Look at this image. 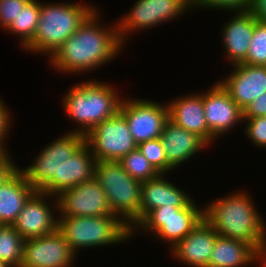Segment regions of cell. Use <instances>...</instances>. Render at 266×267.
<instances>
[{
  "mask_svg": "<svg viewBox=\"0 0 266 267\" xmlns=\"http://www.w3.org/2000/svg\"><path fill=\"white\" fill-rule=\"evenodd\" d=\"M245 122V135L257 147L266 148V116L257 118H243Z\"/></svg>",
  "mask_w": 266,
  "mask_h": 267,
  "instance_id": "cell-31",
  "label": "cell"
},
{
  "mask_svg": "<svg viewBox=\"0 0 266 267\" xmlns=\"http://www.w3.org/2000/svg\"><path fill=\"white\" fill-rule=\"evenodd\" d=\"M119 112L128 123V128L135 143L160 138L166 122L169 120L167 103L140 98H124Z\"/></svg>",
  "mask_w": 266,
  "mask_h": 267,
  "instance_id": "cell-11",
  "label": "cell"
},
{
  "mask_svg": "<svg viewBox=\"0 0 266 267\" xmlns=\"http://www.w3.org/2000/svg\"><path fill=\"white\" fill-rule=\"evenodd\" d=\"M119 163L131 178L141 182L156 178L160 174L138 148L123 156Z\"/></svg>",
  "mask_w": 266,
  "mask_h": 267,
  "instance_id": "cell-27",
  "label": "cell"
},
{
  "mask_svg": "<svg viewBox=\"0 0 266 267\" xmlns=\"http://www.w3.org/2000/svg\"><path fill=\"white\" fill-rule=\"evenodd\" d=\"M218 234L205 218L170 250L174 259L192 267H207Z\"/></svg>",
  "mask_w": 266,
  "mask_h": 267,
  "instance_id": "cell-17",
  "label": "cell"
},
{
  "mask_svg": "<svg viewBox=\"0 0 266 267\" xmlns=\"http://www.w3.org/2000/svg\"><path fill=\"white\" fill-rule=\"evenodd\" d=\"M85 142L98 161H116L137 148L124 116L118 112L85 135Z\"/></svg>",
  "mask_w": 266,
  "mask_h": 267,
  "instance_id": "cell-10",
  "label": "cell"
},
{
  "mask_svg": "<svg viewBox=\"0 0 266 267\" xmlns=\"http://www.w3.org/2000/svg\"><path fill=\"white\" fill-rule=\"evenodd\" d=\"M0 267H10L5 262L0 260Z\"/></svg>",
  "mask_w": 266,
  "mask_h": 267,
  "instance_id": "cell-38",
  "label": "cell"
},
{
  "mask_svg": "<svg viewBox=\"0 0 266 267\" xmlns=\"http://www.w3.org/2000/svg\"><path fill=\"white\" fill-rule=\"evenodd\" d=\"M29 0H0V28L6 30Z\"/></svg>",
  "mask_w": 266,
  "mask_h": 267,
  "instance_id": "cell-32",
  "label": "cell"
},
{
  "mask_svg": "<svg viewBox=\"0 0 266 267\" xmlns=\"http://www.w3.org/2000/svg\"><path fill=\"white\" fill-rule=\"evenodd\" d=\"M198 93L185 94L168 102L169 120L195 133L209 145L212 143V133L208 129L204 115L202 93Z\"/></svg>",
  "mask_w": 266,
  "mask_h": 267,
  "instance_id": "cell-20",
  "label": "cell"
},
{
  "mask_svg": "<svg viewBox=\"0 0 266 267\" xmlns=\"http://www.w3.org/2000/svg\"><path fill=\"white\" fill-rule=\"evenodd\" d=\"M97 81L88 79L77 83L63 95L64 112L78 124L69 132L86 135L96 125L119 112L123 97L109 83Z\"/></svg>",
  "mask_w": 266,
  "mask_h": 267,
  "instance_id": "cell-3",
  "label": "cell"
},
{
  "mask_svg": "<svg viewBox=\"0 0 266 267\" xmlns=\"http://www.w3.org/2000/svg\"><path fill=\"white\" fill-rule=\"evenodd\" d=\"M95 9V6L84 3L40 2V16L35 34L23 49L42 55L46 53L45 56L50 57Z\"/></svg>",
  "mask_w": 266,
  "mask_h": 267,
  "instance_id": "cell-4",
  "label": "cell"
},
{
  "mask_svg": "<svg viewBox=\"0 0 266 267\" xmlns=\"http://www.w3.org/2000/svg\"><path fill=\"white\" fill-rule=\"evenodd\" d=\"M248 11L258 22L266 23V0H252Z\"/></svg>",
  "mask_w": 266,
  "mask_h": 267,
  "instance_id": "cell-36",
  "label": "cell"
},
{
  "mask_svg": "<svg viewBox=\"0 0 266 267\" xmlns=\"http://www.w3.org/2000/svg\"><path fill=\"white\" fill-rule=\"evenodd\" d=\"M202 98L204 115L208 129L212 133V142L220 138L219 135L230 133L232 128L243 122V110L218 81L202 93Z\"/></svg>",
  "mask_w": 266,
  "mask_h": 267,
  "instance_id": "cell-15",
  "label": "cell"
},
{
  "mask_svg": "<svg viewBox=\"0 0 266 267\" xmlns=\"http://www.w3.org/2000/svg\"><path fill=\"white\" fill-rule=\"evenodd\" d=\"M85 142V135L68 132L56 138L37 154L29 166L19 168L35 189L56 196L60 193V167Z\"/></svg>",
  "mask_w": 266,
  "mask_h": 267,
  "instance_id": "cell-7",
  "label": "cell"
},
{
  "mask_svg": "<svg viewBox=\"0 0 266 267\" xmlns=\"http://www.w3.org/2000/svg\"><path fill=\"white\" fill-rule=\"evenodd\" d=\"M99 12L96 8L78 30L49 57L48 62L55 71L63 74L91 72L111 63L123 51L124 45L117 32V24L111 23L112 26L105 28L100 22Z\"/></svg>",
  "mask_w": 266,
  "mask_h": 267,
  "instance_id": "cell-1",
  "label": "cell"
},
{
  "mask_svg": "<svg viewBox=\"0 0 266 267\" xmlns=\"http://www.w3.org/2000/svg\"><path fill=\"white\" fill-rule=\"evenodd\" d=\"M58 217L116 216L109 207L102 186L91 181L63 190L56 195Z\"/></svg>",
  "mask_w": 266,
  "mask_h": 267,
  "instance_id": "cell-12",
  "label": "cell"
},
{
  "mask_svg": "<svg viewBox=\"0 0 266 267\" xmlns=\"http://www.w3.org/2000/svg\"><path fill=\"white\" fill-rule=\"evenodd\" d=\"M232 70L218 82L242 110L257 97L266 94V66L242 63L234 65Z\"/></svg>",
  "mask_w": 266,
  "mask_h": 267,
  "instance_id": "cell-16",
  "label": "cell"
},
{
  "mask_svg": "<svg viewBox=\"0 0 266 267\" xmlns=\"http://www.w3.org/2000/svg\"><path fill=\"white\" fill-rule=\"evenodd\" d=\"M58 230L64 235L72 251L124 243L131 230L118 216L59 217Z\"/></svg>",
  "mask_w": 266,
  "mask_h": 267,
  "instance_id": "cell-6",
  "label": "cell"
},
{
  "mask_svg": "<svg viewBox=\"0 0 266 267\" xmlns=\"http://www.w3.org/2000/svg\"><path fill=\"white\" fill-rule=\"evenodd\" d=\"M263 116H266V94L257 97L243 109V118Z\"/></svg>",
  "mask_w": 266,
  "mask_h": 267,
  "instance_id": "cell-34",
  "label": "cell"
},
{
  "mask_svg": "<svg viewBox=\"0 0 266 267\" xmlns=\"http://www.w3.org/2000/svg\"><path fill=\"white\" fill-rule=\"evenodd\" d=\"M256 263L260 265V267H266V251L259 253Z\"/></svg>",
  "mask_w": 266,
  "mask_h": 267,
  "instance_id": "cell-37",
  "label": "cell"
},
{
  "mask_svg": "<svg viewBox=\"0 0 266 267\" xmlns=\"http://www.w3.org/2000/svg\"><path fill=\"white\" fill-rule=\"evenodd\" d=\"M159 174L143 181L140 195V221L153 209L160 206L185 207L192 199L187 192Z\"/></svg>",
  "mask_w": 266,
  "mask_h": 267,
  "instance_id": "cell-21",
  "label": "cell"
},
{
  "mask_svg": "<svg viewBox=\"0 0 266 267\" xmlns=\"http://www.w3.org/2000/svg\"><path fill=\"white\" fill-rule=\"evenodd\" d=\"M194 201L185 207L160 206L151 210L131 230V237L141 229L169 243L171 249L204 219V209L198 208Z\"/></svg>",
  "mask_w": 266,
  "mask_h": 267,
  "instance_id": "cell-8",
  "label": "cell"
},
{
  "mask_svg": "<svg viewBox=\"0 0 266 267\" xmlns=\"http://www.w3.org/2000/svg\"><path fill=\"white\" fill-rule=\"evenodd\" d=\"M34 192L35 189L20 169L0 184V224L13 225L25 202Z\"/></svg>",
  "mask_w": 266,
  "mask_h": 267,
  "instance_id": "cell-22",
  "label": "cell"
},
{
  "mask_svg": "<svg viewBox=\"0 0 266 267\" xmlns=\"http://www.w3.org/2000/svg\"><path fill=\"white\" fill-rule=\"evenodd\" d=\"M24 240L13 225H0V260L10 267H20Z\"/></svg>",
  "mask_w": 266,
  "mask_h": 267,
  "instance_id": "cell-26",
  "label": "cell"
},
{
  "mask_svg": "<svg viewBox=\"0 0 266 267\" xmlns=\"http://www.w3.org/2000/svg\"><path fill=\"white\" fill-rule=\"evenodd\" d=\"M139 151L160 174H167V158L160 138L137 145Z\"/></svg>",
  "mask_w": 266,
  "mask_h": 267,
  "instance_id": "cell-29",
  "label": "cell"
},
{
  "mask_svg": "<svg viewBox=\"0 0 266 267\" xmlns=\"http://www.w3.org/2000/svg\"><path fill=\"white\" fill-rule=\"evenodd\" d=\"M40 16L39 0H29L14 21L6 29L7 33L20 38L22 48L33 38ZM9 31V32H8Z\"/></svg>",
  "mask_w": 266,
  "mask_h": 267,
  "instance_id": "cell-25",
  "label": "cell"
},
{
  "mask_svg": "<svg viewBox=\"0 0 266 267\" xmlns=\"http://www.w3.org/2000/svg\"><path fill=\"white\" fill-rule=\"evenodd\" d=\"M235 13L221 29L224 53L226 52V59L232 66L246 61L249 44L257 22L249 11H236Z\"/></svg>",
  "mask_w": 266,
  "mask_h": 267,
  "instance_id": "cell-18",
  "label": "cell"
},
{
  "mask_svg": "<svg viewBox=\"0 0 266 267\" xmlns=\"http://www.w3.org/2000/svg\"><path fill=\"white\" fill-rule=\"evenodd\" d=\"M49 198L53 203L55 200L53 206L49 204ZM56 212V196L35 191L25 202L13 226L24 239L46 236L58 229V217L54 216Z\"/></svg>",
  "mask_w": 266,
  "mask_h": 267,
  "instance_id": "cell-14",
  "label": "cell"
},
{
  "mask_svg": "<svg viewBox=\"0 0 266 267\" xmlns=\"http://www.w3.org/2000/svg\"><path fill=\"white\" fill-rule=\"evenodd\" d=\"M191 10L190 0H136L128 13L118 19L117 32L125 46L128 35L179 18ZM127 35V37H126ZM125 43V44H124Z\"/></svg>",
  "mask_w": 266,
  "mask_h": 267,
  "instance_id": "cell-9",
  "label": "cell"
},
{
  "mask_svg": "<svg viewBox=\"0 0 266 267\" xmlns=\"http://www.w3.org/2000/svg\"><path fill=\"white\" fill-rule=\"evenodd\" d=\"M207 267H246L256 263L259 252L250 244L218 235Z\"/></svg>",
  "mask_w": 266,
  "mask_h": 267,
  "instance_id": "cell-23",
  "label": "cell"
},
{
  "mask_svg": "<svg viewBox=\"0 0 266 267\" xmlns=\"http://www.w3.org/2000/svg\"><path fill=\"white\" fill-rule=\"evenodd\" d=\"M4 153V151L0 148V156Z\"/></svg>",
  "mask_w": 266,
  "mask_h": 267,
  "instance_id": "cell-39",
  "label": "cell"
},
{
  "mask_svg": "<svg viewBox=\"0 0 266 267\" xmlns=\"http://www.w3.org/2000/svg\"><path fill=\"white\" fill-rule=\"evenodd\" d=\"M94 179L102 186L113 214L132 230L140 222L142 182L131 178L116 161L96 162Z\"/></svg>",
  "mask_w": 266,
  "mask_h": 267,
  "instance_id": "cell-5",
  "label": "cell"
},
{
  "mask_svg": "<svg viewBox=\"0 0 266 267\" xmlns=\"http://www.w3.org/2000/svg\"><path fill=\"white\" fill-rule=\"evenodd\" d=\"M160 140L167 158V174L208 147L201 137L175 125L170 120L166 122Z\"/></svg>",
  "mask_w": 266,
  "mask_h": 267,
  "instance_id": "cell-19",
  "label": "cell"
},
{
  "mask_svg": "<svg viewBox=\"0 0 266 267\" xmlns=\"http://www.w3.org/2000/svg\"><path fill=\"white\" fill-rule=\"evenodd\" d=\"M8 151L4 152L0 156V184H3L7 179H9L18 169L19 166L13 163Z\"/></svg>",
  "mask_w": 266,
  "mask_h": 267,
  "instance_id": "cell-35",
  "label": "cell"
},
{
  "mask_svg": "<svg viewBox=\"0 0 266 267\" xmlns=\"http://www.w3.org/2000/svg\"><path fill=\"white\" fill-rule=\"evenodd\" d=\"M96 160L86 142L60 167V192L94 178Z\"/></svg>",
  "mask_w": 266,
  "mask_h": 267,
  "instance_id": "cell-24",
  "label": "cell"
},
{
  "mask_svg": "<svg viewBox=\"0 0 266 267\" xmlns=\"http://www.w3.org/2000/svg\"><path fill=\"white\" fill-rule=\"evenodd\" d=\"M76 256L57 229L49 235L24 240L20 267H71Z\"/></svg>",
  "mask_w": 266,
  "mask_h": 267,
  "instance_id": "cell-13",
  "label": "cell"
},
{
  "mask_svg": "<svg viewBox=\"0 0 266 267\" xmlns=\"http://www.w3.org/2000/svg\"><path fill=\"white\" fill-rule=\"evenodd\" d=\"M6 104L3 103L1 96H0V148L6 152L9 150L7 149V144L4 143L9 136V129H11V121L12 116L11 112L9 111L8 106H5ZM8 135V136H7Z\"/></svg>",
  "mask_w": 266,
  "mask_h": 267,
  "instance_id": "cell-33",
  "label": "cell"
},
{
  "mask_svg": "<svg viewBox=\"0 0 266 267\" xmlns=\"http://www.w3.org/2000/svg\"><path fill=\"white\" fill-rule=\"evenodd\" d=\"M203 209L218 235L250 244L259 253L266 251V223L246 191L212 200Z\"/></svg>",
  "mask_w": 266,
  "mask_h": 267,
  "instance_id": "cell-2",
  "label": "cell"
},
{
  "mask_svg": "<svg viewBox=\"0 0 266 267\" xmlns=\"http://www.w3.org/2000/svg\"><path fill=\"white\" fill-rule=\"evenodd\" d=\"M244 64L266 66V23H255Z\"/></svg>",
  "mask_w": 266,
  "mask_h": 267,
  "instance_id": "cell-28",
  "label": "cell"
},
{
  "mask_svg": "<svg viewBox=\"0 0 266 267\" xmlns=\"http://www.w3.org/2000/svg\"><path fill=\"white\" fill-rule=\"evenodd\" d=\"M252 0H190L191 9H223V11H248Z\"/></svg>",
  "mask_w": 266,
  "mask_h": 267,
  "instance_id": "cell-30",
  "label": "cell"
}]
</instances>
